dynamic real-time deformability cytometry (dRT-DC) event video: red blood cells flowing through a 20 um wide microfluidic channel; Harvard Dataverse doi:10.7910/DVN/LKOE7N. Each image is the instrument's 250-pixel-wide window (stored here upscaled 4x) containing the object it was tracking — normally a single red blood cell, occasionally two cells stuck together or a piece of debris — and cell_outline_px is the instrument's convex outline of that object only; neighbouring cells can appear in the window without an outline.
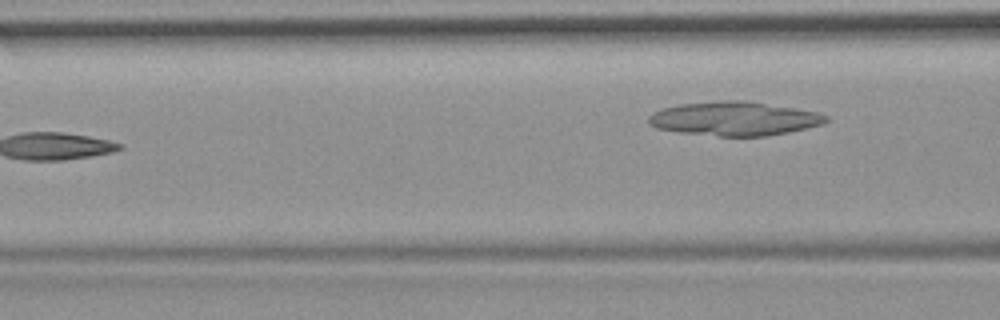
{"species": "common noctule bat (a hibernating species)", "species_latin": "Nyctalus noctula", "temperature_condition": "room temperature", "stored_images_in_passage": 7, "camera_frame_rate_fps": 3000, "um_per_image_px": 0.085, "animal": {"sex": "female", "body_mass_g": 19.9}, "frame": {"image": 1, "passage_image": 7, "time_ms": 8.0, "image_size_px": [1000, 320], "cell_outline_px": [[828, 120], [824, 124], [788, 132], [768, 136], [720, 136], [680, 132], [656, 128], [648, 124], [648, 116], [652, 112], [664, 108], [680, 104], [724, 100], [748, 100], [796, 108], [816, 112], [828, 116]], "centroid_in_image_um": [62.42, 10.08], "position_along_channel_um": 104.2, "area_um2": 35.2}}